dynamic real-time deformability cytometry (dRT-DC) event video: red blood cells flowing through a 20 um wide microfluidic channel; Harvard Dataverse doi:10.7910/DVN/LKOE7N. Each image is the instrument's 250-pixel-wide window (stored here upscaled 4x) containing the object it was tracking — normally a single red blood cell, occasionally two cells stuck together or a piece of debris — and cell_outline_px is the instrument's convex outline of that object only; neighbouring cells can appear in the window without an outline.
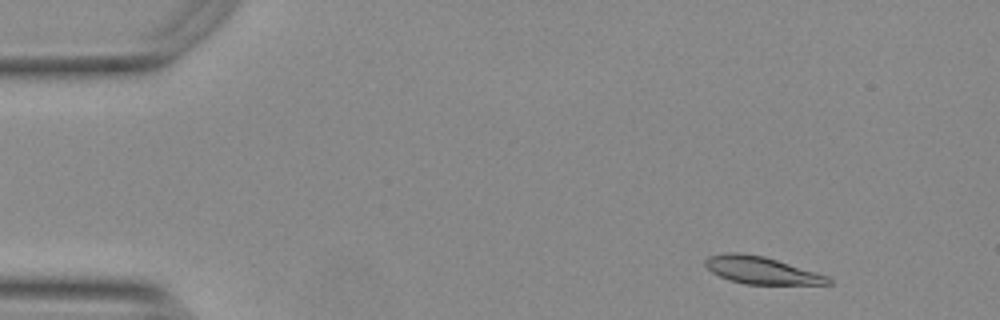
{"species": "Egyptian fruit bat (a non-hibernating species)", "species_latin": "Rousettus aegyptiacus", "temperature_condition": "warm", "stored_images_in_passage": 53, "camera_frame_rate_fps": 3000, "um_per_image_px": 0.085, "animal": {"sex": "female"}, "frame": {"image": 1, "passage_image": 4, "time_ms": 1.0, "image_size_px": [1000, 320], "cell_outline_px": [[832, 284], [744, 284], [728, 280], [712, 272], [704, 264], [704, 260], [708, 256], [724, 252], [736, 252], [764, 256], [828, 276], [832, 280]], "centroid_in_image_um": [64.67, 22.97], "position_along_channel_um": 20.3, "area_um2": 19.48}}
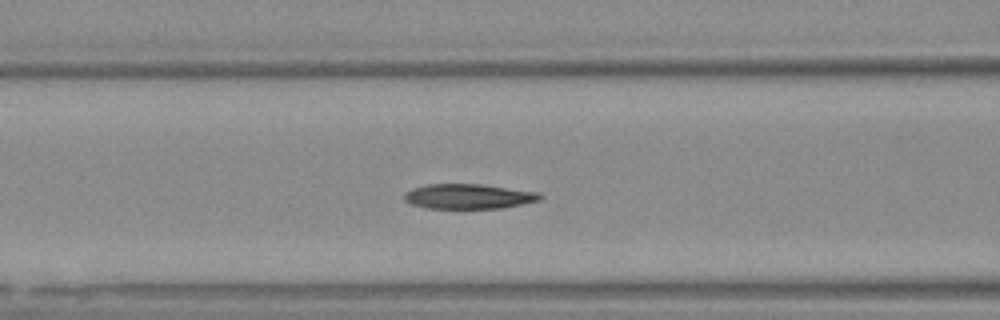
{"frame": {"image": 2, "passage_image": 20, "time_ms": 6.333, "image_size_px": [1000, 320], "cell_outline_px": [[544, 196], [540, 200], [500, 208], [424, 208], [412, 204], [404, 200], [404, 192], [412, 188], [428, 184], [480, 184], [540, 192]], "centroid_in_image_um": [39.81, 16.69], "position_along_channel_um": 126.8, "area_um2": 19.71}}
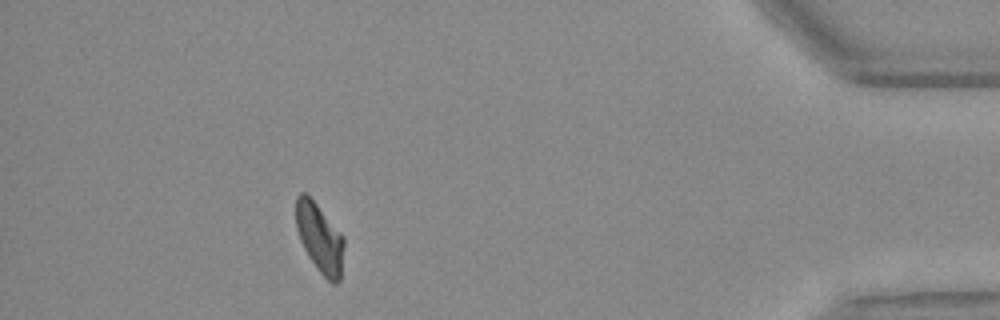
{"frame": {"image": 3, "passage_image": 47, "time_ms": 15.333, "image_size_px": [1000, 320], "cell_outline_px": [[344, 244], [340, 280], [336, 284], [332, 284], [316, 268], [304, 248], [300, 240], [296, 228], [296, 196], [300, 192], [304, 192], [316, 204], [344, 236]], "centroid_in_image_um": [27.17, 20.24], "position_along_channel_um": 408.0, "area_um2": 19.19}, "authors_computed_cell_mechanics": {"area_um2": 19.8832, "velocity_mm_per_s": 3.7418, "shape_relaxation_time_tau1_ms": 5.3366, "shape_relaxation_time_tau2_ms": 3.6403, "deformation_change_tau1": 0.1707, "deformation_change_tau2": 0.1043}}